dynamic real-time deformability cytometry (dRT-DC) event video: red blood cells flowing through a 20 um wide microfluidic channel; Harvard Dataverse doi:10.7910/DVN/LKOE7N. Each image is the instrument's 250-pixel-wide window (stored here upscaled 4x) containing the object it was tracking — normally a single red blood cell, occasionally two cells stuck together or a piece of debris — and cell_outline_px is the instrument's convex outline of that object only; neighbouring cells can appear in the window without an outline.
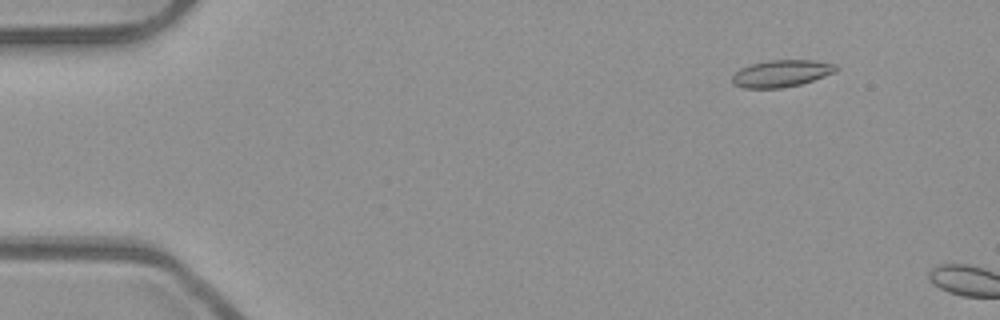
{"species": "common noctule bat (a hibernating species)", "species_latin": "Nyctalus noctula", "temperature_condition": "room temperature", "stored_images_in_passage": 9, "camera_frame_rate_fps": 3000, "um_per_image_px": 0.085, "animal": {"sex": "male", "body_mass_g": 23.1, "forearm_length_mm": 52.7}, "frame": {"image": 1, "passage_image": 6, "time_ms": 1.667, "image_size_px": [1000, 320], "cell_outline_px": [[840, 68], [836, 72], [800, 84], [780, 88], [744, 88], [732, 84], [732, 76], [740, 68], [752, 64], [768, 60], [812, 60], [836, 64]], "centroid_in_image_um": [66.42, 6.24], "position_along_channel_um": 18.6, "area_um2": 16.3}}